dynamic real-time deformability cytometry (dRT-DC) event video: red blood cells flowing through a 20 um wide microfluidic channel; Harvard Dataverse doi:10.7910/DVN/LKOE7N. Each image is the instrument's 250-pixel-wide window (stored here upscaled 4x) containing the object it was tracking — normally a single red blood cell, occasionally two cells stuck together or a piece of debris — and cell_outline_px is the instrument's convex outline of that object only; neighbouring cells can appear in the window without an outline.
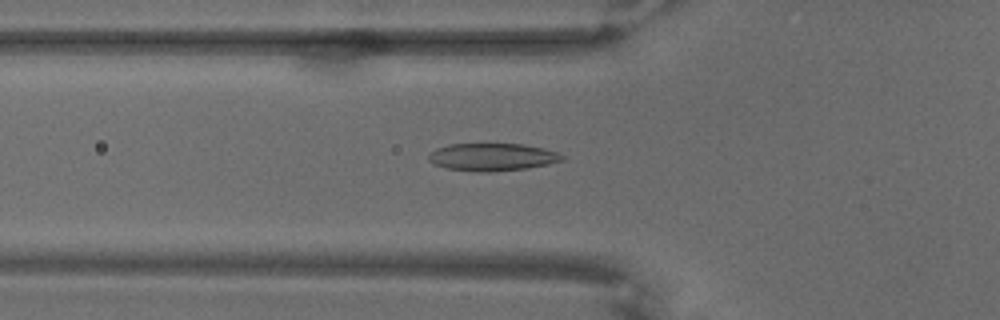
{"species": "common noctule bat (a hibernating species)", "species_latin": "Nyctalus noctula", "temperature_condition": "warm", "stored_images_in_passage": 69, "camera_frame_rate_fps": 3000, "um_per_image_px": 0.085, "animal": {"sex": "male", "body_mass_g": 18.8}, "frame": {"image": 1, "passage_image": 25, "time_ms": 8.0, "image_size_px": [1000, 320], "cell_outline_px": [[564, 160], [548, 164], [528, 168], [492, 172], [476, 172], [448, 168], [432, 164], [428, 160], [428, 156], [436, 148], [448, 144], [524, 144], [544, 148], [556, 152], [564, 156]], "centroid_in_image_um": [41.84, 13.35], "position_along_channel_um": 84.0, "area_um2": 21.56}}
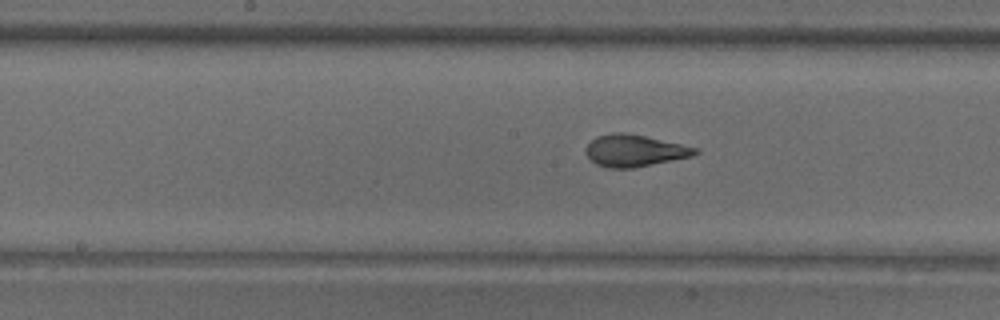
{"frame": {"image": 2, "passage_image": 36, "time_ms": 11.667, "image_size_px": [1000, 320], "cell_outline_px": [[700, 152], [692, 156], [632, 168], [608, 168], [596, 164], [584, 152], [584, 148], [596, 136], [612, 132], [624, 132], [644, 136], [680, 144], [696, 148]], "centroid_in_image_um": [53.88, 12.8], "position_along_channel_um": 194.3, "area_um2": 20.11}}
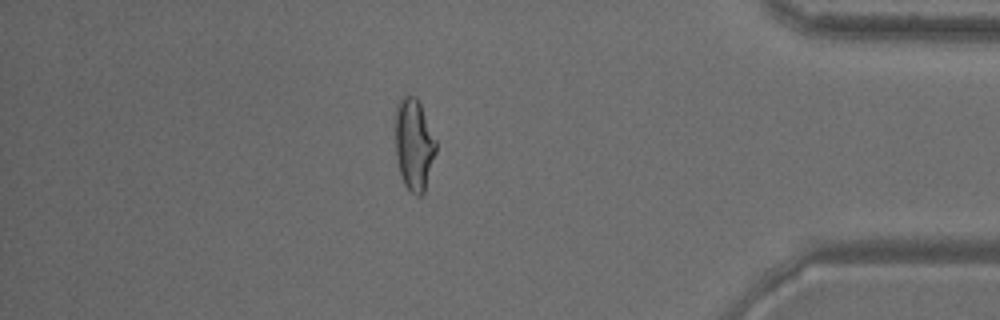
{"frame": {"image": 3, "passage_image": 60, "time_ms": 19.667, "image_size_px": [1000, 320], "cell_outline_px": [[436, 152], [424, 192], [420, 196], [416, 196], [404, 184], [400, 172], [396, 156], [396, 104], [400, 96], [416, 96], [420, 100], [436, 140]], "centroid_in_image_um": [35.2, 12.23], "position_along_channel_um": 400.0, "area_um2": 21.85}}